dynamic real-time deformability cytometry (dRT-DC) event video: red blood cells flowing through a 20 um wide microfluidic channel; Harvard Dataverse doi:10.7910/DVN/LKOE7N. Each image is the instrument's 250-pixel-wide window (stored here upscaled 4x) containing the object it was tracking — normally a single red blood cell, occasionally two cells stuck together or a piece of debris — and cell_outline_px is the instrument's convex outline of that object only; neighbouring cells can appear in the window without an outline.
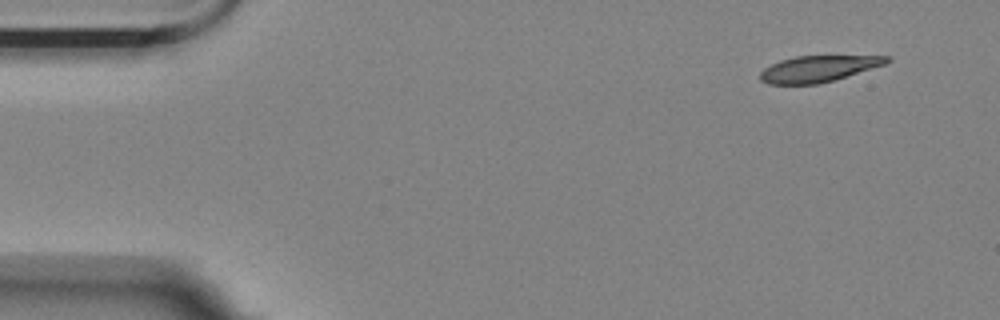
{"species": "Egyptian fruit bat (a non-hibernating species)", "species_latin": "Rousettus aegyptiacus", "temperature_condition": "room temperature", "stored_images_in_passage": 4, "camera_frame_rate_fps": 3000, "um_per_image_px": 0.085, "animal": {"sex": "female"}, "frame": {"image": 1, "passage_image": 1, "time_ms": 0.0, "image_size_px": [1000, 320], "cell_outline_px": [[892, 60], [884, 64], [820, 84], [768, 84], [760, 80], [760, 72], [764, 68], [780, 60], [796, 56], [892, 56]], "centroid_in_image_um": [69.52, 5.84], "position_along_channel_um": 15.5, "area_um2": 19.13}}
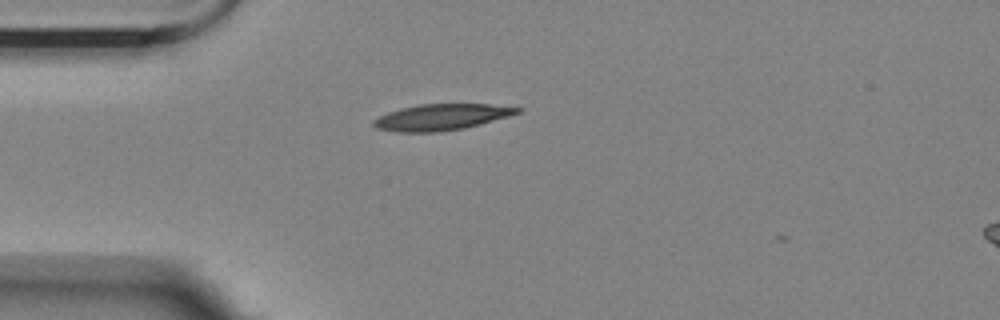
{"frame": {"image": 2, "passage_image": 4, "time_ms": 1.0, "image_size_px": [1000, 320], "cell_outline_px": [[524, 108], [520, 112], [508, 116], [480, 124], [464, 128], [440, 132], [396, 132], [376, 128], [372, 124], [372, 120], [388, 112], [400, 108], [420, 104], [488, 104]], "centroid_in_image_um": [37.49, 9.96], "position_along_channel_um": 47.5, "area_um2": 21.91}}